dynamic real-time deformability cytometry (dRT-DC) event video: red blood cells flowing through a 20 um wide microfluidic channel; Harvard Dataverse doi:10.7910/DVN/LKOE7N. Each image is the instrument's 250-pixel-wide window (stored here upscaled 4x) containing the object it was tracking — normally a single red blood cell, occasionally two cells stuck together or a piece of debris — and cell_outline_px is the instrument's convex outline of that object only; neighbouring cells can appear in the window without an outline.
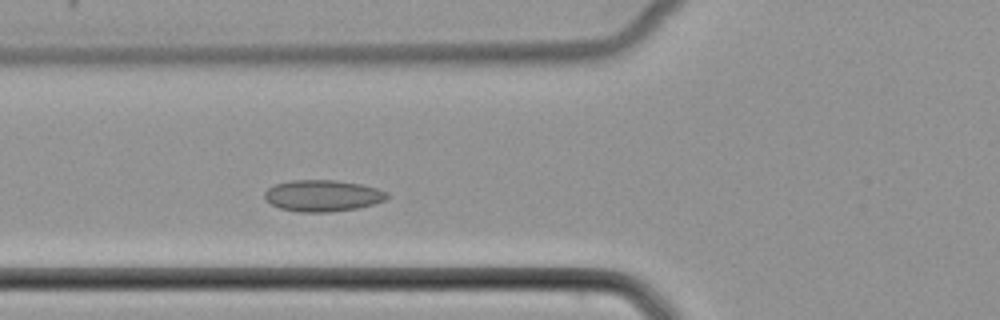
{"species": "common noctule bat (a hibernating species)", "species_latin": "Nyctalus noctula", "temperature_condition": "cold", "stored_images_in_passage": 37, "camera_frame_rate_fps": 3000, "um_per_image_px": 0.085, "animal": {"sex": "female", "body_mass_g": 22.7, "forearm_length_mm": 54.2}, "frame": {"image": 1, "passage_image": 11, "time_ms": 3.333, "image_size_px": [1000, 320], "cell_outline_px": [[388, 196], [384, 200], [372, 204], [356, 208], [328, 212], [296, 212], [280, 208], [264, 200], [264, 192], [268, 188], [276, 184], [292, 180], [336, 180], [360, 184], [376, 188], [388, 192]], "centroid_in_image_um": [27.38, 16.63], "position_along_channel_um": 98.4, "area_um2": 22.37}}
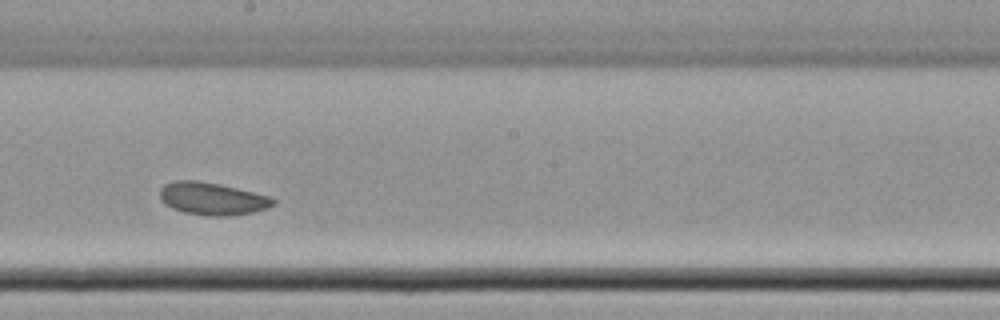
{"frame": {"image": 2, "passage_image": 21, "time_ms": 6.667, "image_size_px": [1000, 320], "cell_outline_px": [[276, 204], [268, 208], [252, 212], [228, 216], [208, 216], [184, 212], [172, 208], [164, 204], [160, 200], [160, 188], [164, 184], [176, 180], [196, 180], [220, 184], [268, 196], [276, 200]], "centroid_in_image_um": [18.01, 16.89], "position_along_channel_um": 230.2, "area_um2": 21.5}}
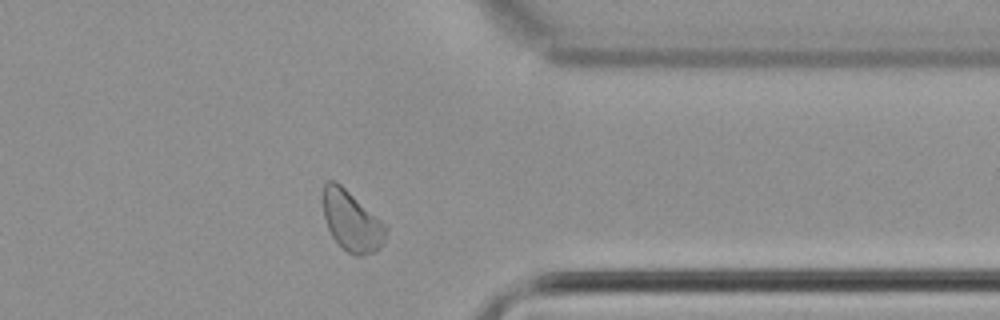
{"frame": {"image": 3, "passage_image": 33, "time_ms": 10.667, "image_size_px": [1000, 320], "cell_outline_px": [[388, 228], [384, 240], [380, 248], [376, 252], [360, 256], [356, 256], [348, 252], [332, 236], [328, 228], [324, 216], [320, 196], [324, 184], [328, 180], [336, 180], [388, 224]], "centroid_in_image_um": [29.9, 18.75], "position_along_channel_um": 381.5, "area_um2": 22.72}}